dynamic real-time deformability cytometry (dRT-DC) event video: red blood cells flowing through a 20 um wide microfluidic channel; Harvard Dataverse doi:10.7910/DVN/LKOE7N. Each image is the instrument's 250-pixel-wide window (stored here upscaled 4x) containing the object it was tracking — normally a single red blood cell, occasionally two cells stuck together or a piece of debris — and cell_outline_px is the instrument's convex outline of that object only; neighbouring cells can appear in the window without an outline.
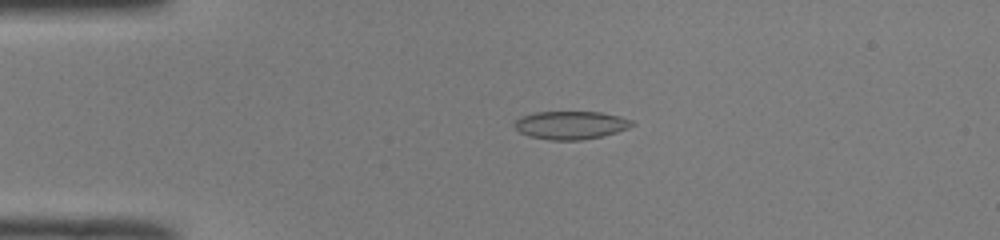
{"species": "common noctule bat (a hibernating species)", "species_latin": "Nyctalus noctula", "temperature_condition": "room temperature", "stored_images_in_passage": 36, "camera_frame_rate_fps": 3000, "um_per_image_px": 0.085, "animal": {"sex": "male", "body_mass_g": 19.0, "forearm_length_mm": 50.8}, "frame": {"image": 1, "passage_image": 12, "time_ms": 3.667, "image_size_px": [1000, 240], "cell_outline_px": [[636, 124], [628, 128], [616, 132], [600, 136], [580, 140], [548, 140], [528, 136], [520, 132], [512, 124], [520, 116], [536, 112], [600, 112], [620, 116], [632, 120]], "centroid_in_image_um": [48.49, 10.63], "position_along_channel_um": 36.5, "area_um2": 19.31}}
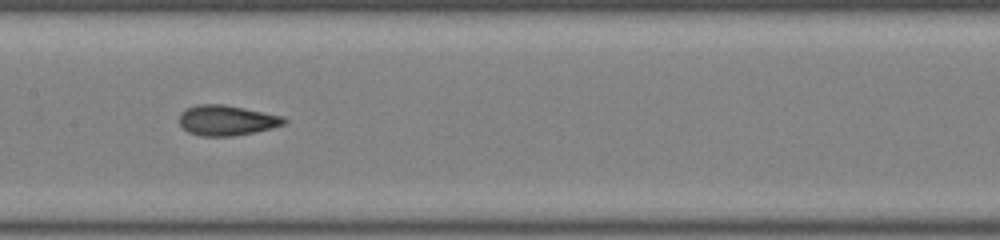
{"frame": {"image": 2, "passage_image": 26, "time_ms": 8.333, "image_size_px": [1000, 240], "cell_outline_px": [[288, 120], [284, 124], [272, 128], [256, 132], [232, 136], [200, 136], [188, 132], [180, 124], [180, 112], [196, 104], [224, 104], [284, 116]], "centroid_in_image_um": [19.29, 10.23], "position_along_channel_um": 188.1, "area_um2": 18.55}}
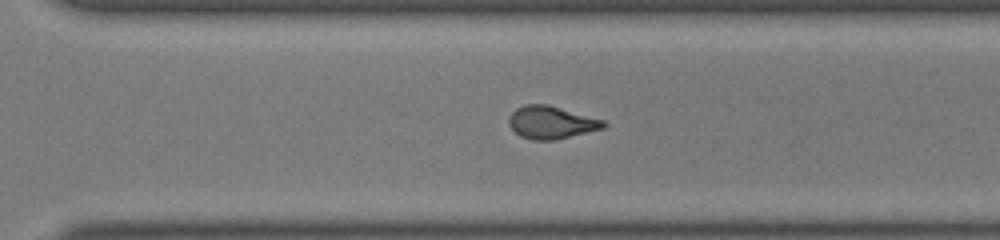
{"frame": {"image": 3, "passage_image": 36, "time_ms": 11.667, "image_size_px": [1000, 240], "cell_outline_px": [[608, 124], [604, 128], [556, 140], [532, 140], [520, 136], [508, 124], [508, 116], [516, 108], [524, 104], [548, 104], [604, 120]], "centroid_in_image_um": [46.85, 10.4], "position_along_channel_um": 323.8, "area_um2": 18.15}}